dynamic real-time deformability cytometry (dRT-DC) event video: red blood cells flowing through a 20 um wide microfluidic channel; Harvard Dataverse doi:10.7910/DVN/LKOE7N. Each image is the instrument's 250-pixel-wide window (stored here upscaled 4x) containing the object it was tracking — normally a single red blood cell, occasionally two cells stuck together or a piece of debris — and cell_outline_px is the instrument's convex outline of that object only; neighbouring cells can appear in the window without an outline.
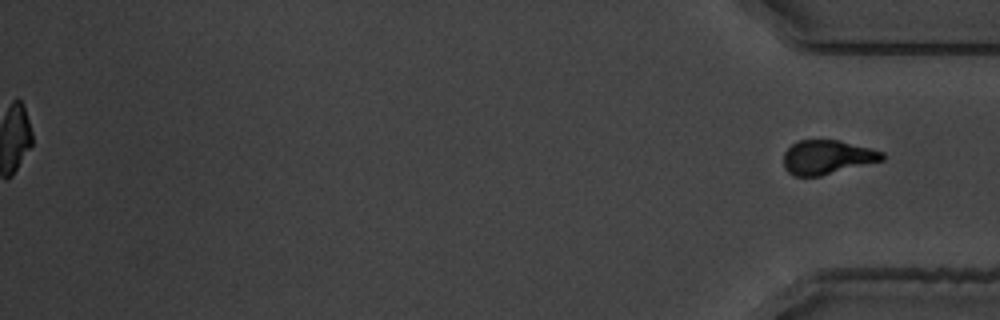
{"species": "common noctule bat (a hibernating species)", "species_latin": "Nyctalus noctula", "temperature_condition": "warm", "stored_images_in_passage": 59, "segment_of_instrument_passage": [2, 2], "camera_frame_rate_fps": 3000, "um_per_image_px": 0.085, "animal": {"sex": "male", "body_mass_g": 19.5, "forearm_length_mm": 54.6}, "frame": {"image": 1, "passage_image": 59, "time_ms": 19.333, "image_size_px": [1000, 320], "cell_outline_px": [[884, 160], [820, 176], [792, 176], [784, 168], [784, 152], [792, 144], [800, 140], [840, 140], [884, 152]], "centroid_in_image_um": [70.3, 13.36], "position_along_channel_um": 364.9, "area_um2": 19.59}}